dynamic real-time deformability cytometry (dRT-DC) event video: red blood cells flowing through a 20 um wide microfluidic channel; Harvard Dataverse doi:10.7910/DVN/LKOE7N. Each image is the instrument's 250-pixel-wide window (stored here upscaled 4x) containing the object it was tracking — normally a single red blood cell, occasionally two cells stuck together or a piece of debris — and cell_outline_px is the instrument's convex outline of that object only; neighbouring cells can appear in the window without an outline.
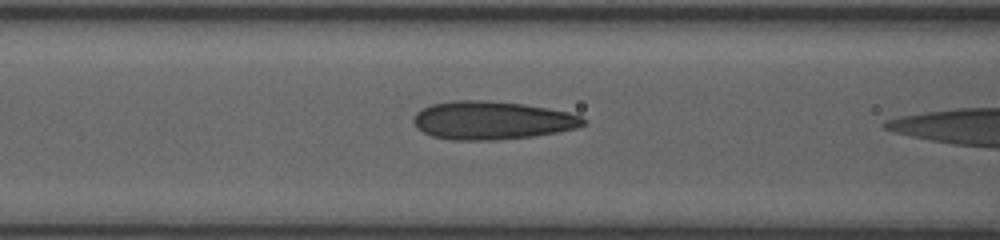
{"species": "human", "species_latin": "Homo sapiens", "temperature_condition": "room temperature", "stored_images_in_passage": 18, "camera_frame_rate_fps": 3000, "um_per_image_px": 0.085, "donor": {"sex": "female"}, "frame": {"image": 1, "passage_image": 16, "time_ms": 5.0, "image_size_px": [1000, 240], "cell_outline_px": [[588, 124], [576, 128], [556, 132], [532, 136], [496, 140], [452, 140], [432, 136], [416, 128], [412, 120], [416, 112], [432, 104], [452, 100], [484, 100], [524, 104], [568, 112], [580, 116], [588, 120]], "centroid_in_image_um": [41.81, 10.23], "position_along_channel_um": 124.8, "area_um2": 37.92}}